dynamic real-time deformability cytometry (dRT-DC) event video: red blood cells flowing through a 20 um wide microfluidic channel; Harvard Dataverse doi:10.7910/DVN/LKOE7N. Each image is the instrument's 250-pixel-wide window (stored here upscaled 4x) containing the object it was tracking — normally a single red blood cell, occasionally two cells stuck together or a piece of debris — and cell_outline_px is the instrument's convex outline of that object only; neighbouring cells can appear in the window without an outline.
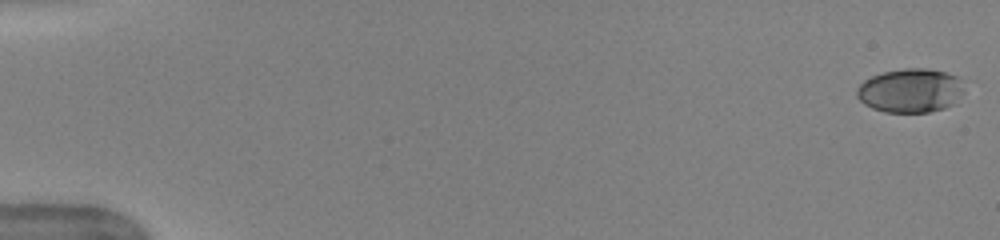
{"species": "human", "species_latin": "Homo sapiens", "temperature_condition": "warm", "stored_images_in_passage": 52, "camera_frame_rate_fps": 3000, "um_per_image_px": 0.085, "donor": {"sex": "female"}, "frame": {"image": 1, "passage_image": 1, "time_ms": 0.0, "image_size_px": [1000, 240], "cell_outline_px": [[968, 84], [964, 92], [956, 104], [944, 108], [928, 112], [884, 112], [872, 108], [864, 104], [856, 96], [856, 88], [864, 80], [872, 76], [884, 72], [904, 68], [924, 68], [944, 72], [956, 76], [964, 80]], "centroid_in_image_um": [77.45, 7.7], "position_along_channel_um": 7.6, "area_um2": 28.03}}
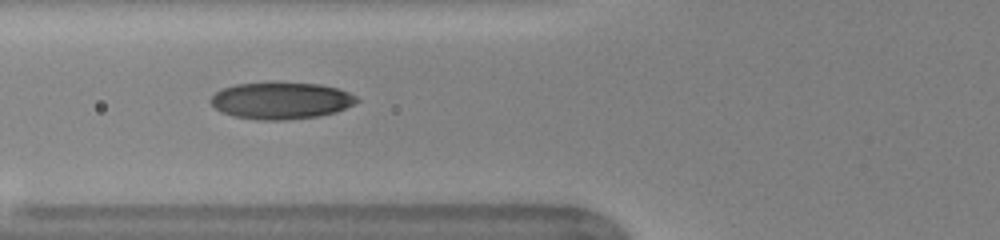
{"frame": {"image": 2, "passage_image": 21, "time_ms": 6.667, "image_size_px": [1000, 240], "cell_outline_px": [[360, 100], [356, 104], [336, 112], [320, 116], [284, 120], [256, 120], [232, 116], [220, 112], [208, 100], [216, 92], [224, 88], [236, 84], [272, 80], [320, 84], [336, 88], [348, 92], [356, 96]], "centroid_in_image_um": [23.88, 8.53], "position_along_channel_um": 101.9, "area_um2": 32.25}}
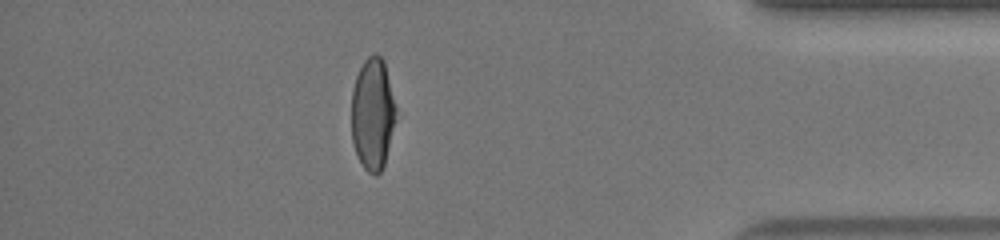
{"frame": {"image": 3, "passage_image": 46, "time_ms": 15.0, "image_size_px": [1000, 240], "cell_outline_px": [[396, 120], [384, 164], [380, 172], [376, 176], [368, 172], [364, 168], [356, 156], [352, 140], [352, 88], [356, 76], [364, 60], [368, 56], [376, 52], [384, 60], [396, 108]], "centroid_in_image_um": [31.67, 9.68], "position_along_channel_um": 403.5, "area_um2": 29.19}, "authors_computed_cell_mechanics": {"area_um2": 30.1716, "velocity_mm_per_s": 3.9908, "shape_relaxation_time_tau1_ms": 4.8731, "shape_relaxation_time_tau2_ms": 0.8844, "deformation_change_tau1": 0.1862, "deformation_change_tau2": 0.0609}}